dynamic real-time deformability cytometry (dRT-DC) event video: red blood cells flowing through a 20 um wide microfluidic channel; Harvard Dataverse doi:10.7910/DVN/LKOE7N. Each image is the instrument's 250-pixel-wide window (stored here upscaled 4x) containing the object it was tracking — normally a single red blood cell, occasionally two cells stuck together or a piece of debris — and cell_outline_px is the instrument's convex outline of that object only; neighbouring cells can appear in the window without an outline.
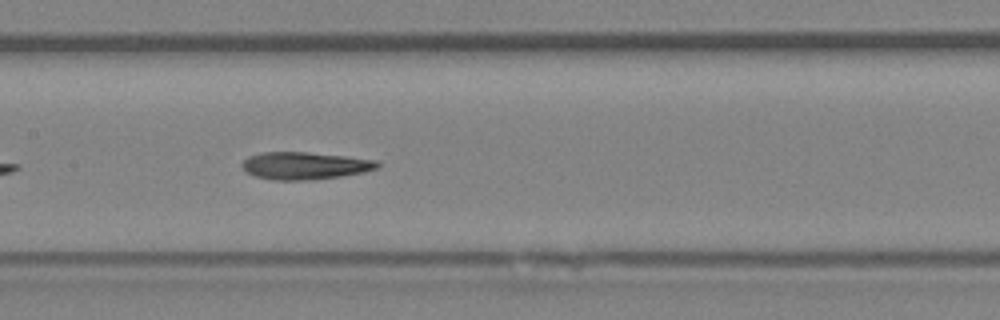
{"species": "Egyptian fruit bat (a non-hibernating species)", "species_latin": "Rousettus aegyptiacus", "temperature_condition": "room temperature", "stored_images_in_passage": 36, "camera_frame_rate_fps": 3000, "um_per_image_px": 0.085, "animal": {"sex": "female"}, "frame": {"image": 1, "passage_image": 11, "time_ms": 3.333, "image_size_px": [1000, 320], "cell_outline_px": [[380, 164], [376, 168], [364, 172], [340, 176], [312, 180], [272, 180], [256, 176], [248, 172], [240, 164], [248, 156], [260, 152], [308, 152], [344, 156], [376, 160]], "centroid_in_image_um": [25.88, 14.08], "position_along_channel_um": 181.5, "area_um2": 21.5}}
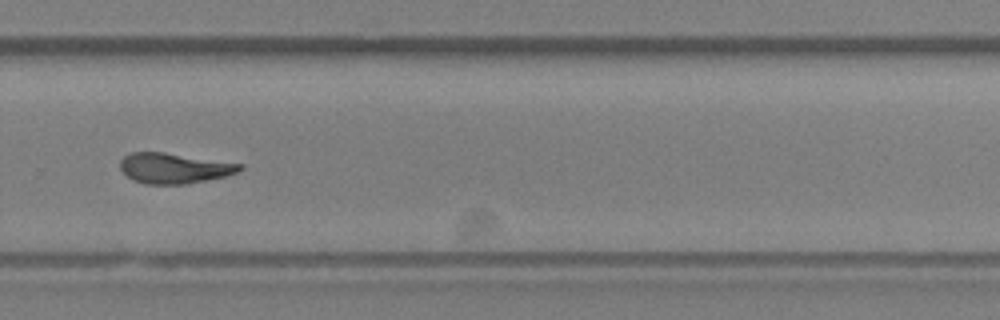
{"frame": {"image": 2, "passage_image": 21, "time_ms": 6.667, "image_size_px": [1000, 320], "cell_outline_px": [[244, 168], [236, 172], [224, 176], [188, 184], [144, 184], [132, 180], [120, 168], [120, 160], [128, 152], [164, 152], [244, 164]], "centroid_in_image_um": [14.78, 14.29], "position_along_channel_um": 315.0, "area_um2": 21.21}, "authors_computed_cell_mechanics": {"area_um2": 21.2993, "velocity_mm_per_s": 4.0256, "shape_relaxation_time_tau1_ms": 7.6462, "shape_relaxation_time_tau2_ms": 4.0751, "deformation_change_tau1": 0.2356, "deformation_change_tau2": 0.1431}}